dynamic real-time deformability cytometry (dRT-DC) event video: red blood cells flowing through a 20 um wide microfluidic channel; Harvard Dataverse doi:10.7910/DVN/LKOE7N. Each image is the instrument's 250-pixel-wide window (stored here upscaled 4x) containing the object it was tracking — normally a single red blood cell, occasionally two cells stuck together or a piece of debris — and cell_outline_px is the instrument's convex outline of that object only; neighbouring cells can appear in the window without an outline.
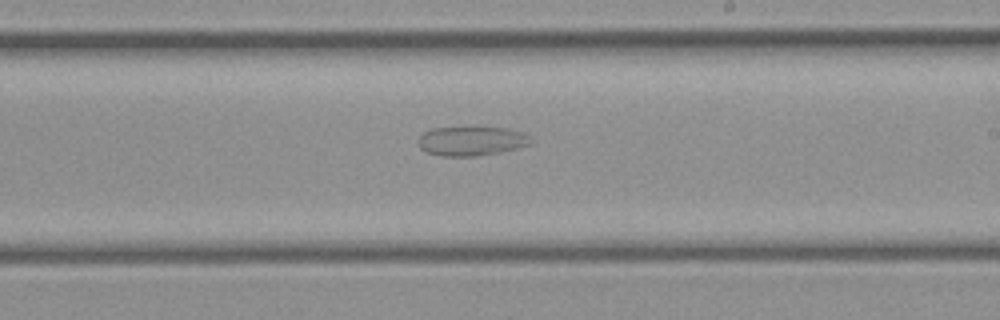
{"species": "common noctule bat (a hibernating species)", "species_latin": "Nyctalus noctula", "temperature_condition": "cold", "stored_images_in_passage": 28, "camera_frame_rate_fps": 3000, "um_per_image_px": 0.085, "animal": {"sex": "female", "body_mass_g": 21.9}, "frame": {"image": 1, "passage_image": 14, "time_ms": 4.333, "image_size_px": [1000, 320], "cell_outline_px": [[532, 144], [500, 152], [476, 156], [440, 156], [424, 152], [416, 144], [416, 140], [424, 132], [432, 128], [472, 124], [476, 124], [508, 128], [524, 132], [532, 136]], "centroid_in_image_um": [40.06, 11.93], "position_along_channel_um": 248.9, "area_um2": 20.58}}
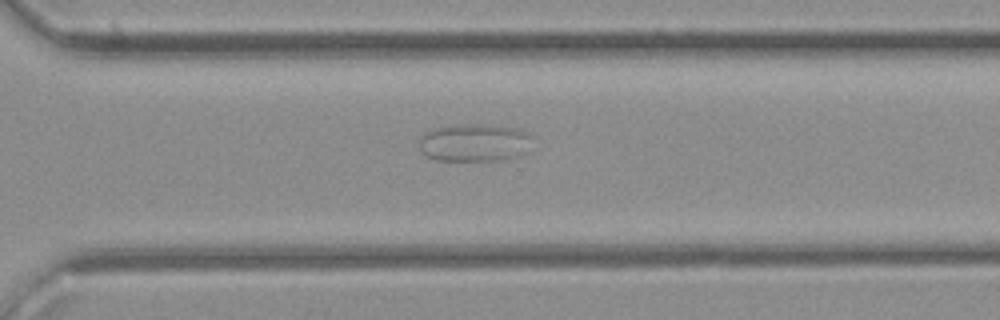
{"frame": {"image": 2, "passage_image": 18, "time_ms": 5.667, "image_size_px": [1000, 320], "cell_outline_px": [[536, 136], [520, 156], [504, 160], [436, 160], [428, 156], [420, 148], [420, 136], [424, 132], [432, 128], [456, 124], [492, 124], [516, 128], [528, 132]], "centroid_in_image_um": [40.36, 12.1], "position_along_channel_um": 330.2, "area_um2": 25.32}}
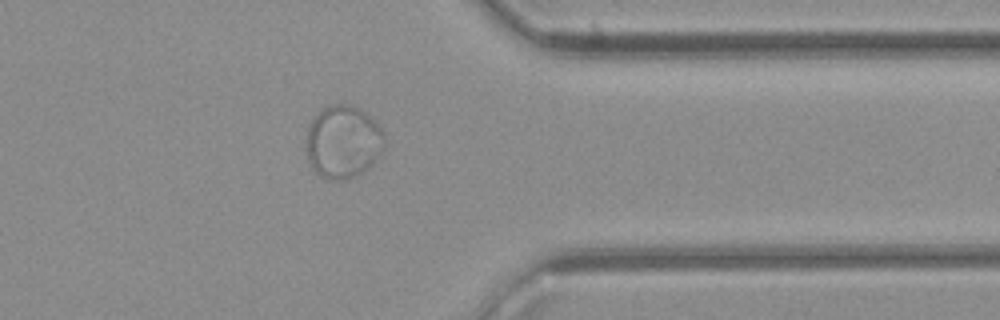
{"frame": {"image": 3, "passage_image": 21, "time_ms": 6.667, "image_size_px": [1000, 320], "cell_outline_px": [[384, 148], [380, 156], [368, 168], [344, 180], [332, 180], [320, 176], [312, 168], [308, 160], [304, 140], [308, 128], [312, 120], [324, 108], [332, 104], [348, 104], [360, 108], [384, 132]], "centroid_in_image_um": [29.14, 12.07], "position_along_channel_um": 382.3, "area_um2": 33.18}}